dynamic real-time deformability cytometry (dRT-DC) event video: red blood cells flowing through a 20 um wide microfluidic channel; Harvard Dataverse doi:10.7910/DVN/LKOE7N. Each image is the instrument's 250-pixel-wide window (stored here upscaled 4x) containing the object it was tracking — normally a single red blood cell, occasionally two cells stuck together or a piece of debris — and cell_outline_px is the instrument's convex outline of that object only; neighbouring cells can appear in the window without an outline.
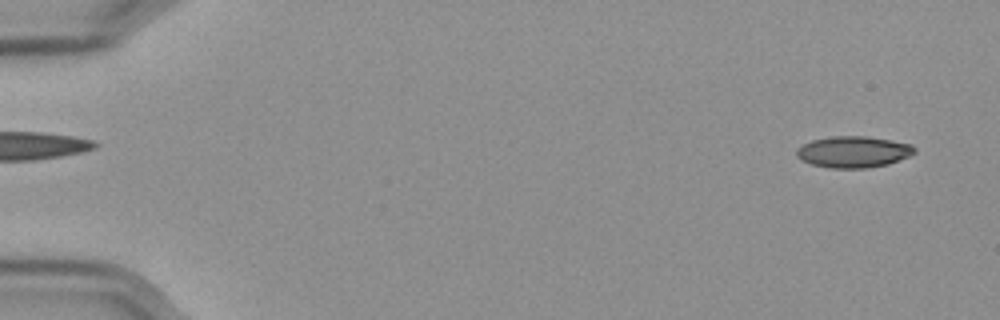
{"species": "Egyptian fruit bat (a non-hibernating species)", "species_latin": "Rousettus aegyptiacus", "temperature_condition": "cold", "stored_images_in_passage": 58, "camera_frame_rate_fps": 3000, "um_per_image_px": 0.085, "frame": {"image": 1, "passage_image": 3, "time_ms": 0.667, "image_size_px": [1000, 320], "cell_outline_px": [[916, 152], [908, 156], [888, 164], [868, 168], [828, 168], [812, 164], [800, 160], [796, 156], [796, 148], [812, 140], [832, 136], [868, 136], [892, 140], [912, 144], [916, 148]], "centroid_in_image_um": [72.53, 12.91], "position_along_channel_um": 12.5, "area_um2": 21.73}}
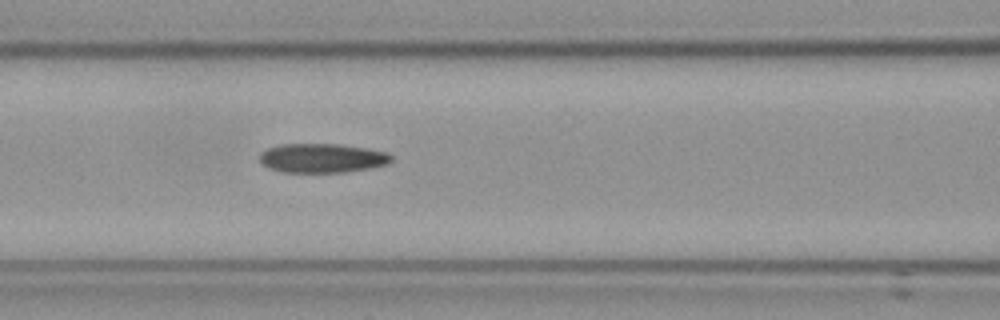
{"frame": {"image": 2, "passage_image": 25, "time_ms": 8.0, "image_size_px": [1000, 320], "cell_outline_px": [[392, 160], [388, 164], [368, 168], [344, 172], [280, 172], [268, 168], [260, 160], [260, 152], [268, 148], [280, 144], [340, 144], [368, 148], [388, 152], [392, 156]], "centroid_in_image_um": [27.39, 13.43], "position_along_channel_um": 139.2, "area_um2": 22.48}}
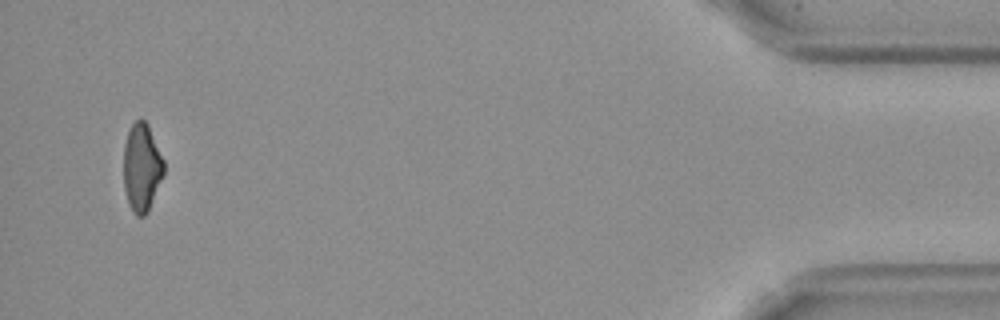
{"frame": {"image": 3, "passage_image": 55, "time_ms": 18.0, "image_size_px": [1000, 320], "cell_outline_px": [[164, 176], [148, 212], [144, 216], [136, 216], [132, 212], [128, 204], [124, 188], [124, 144], [128, 132], [132, 124], [140, 116], [148, 124], [164, 160]], "centroid_in_image_um": [12.06, 14.25], "position_along_channel_um": 423.1, "area_um2": 20.98}}